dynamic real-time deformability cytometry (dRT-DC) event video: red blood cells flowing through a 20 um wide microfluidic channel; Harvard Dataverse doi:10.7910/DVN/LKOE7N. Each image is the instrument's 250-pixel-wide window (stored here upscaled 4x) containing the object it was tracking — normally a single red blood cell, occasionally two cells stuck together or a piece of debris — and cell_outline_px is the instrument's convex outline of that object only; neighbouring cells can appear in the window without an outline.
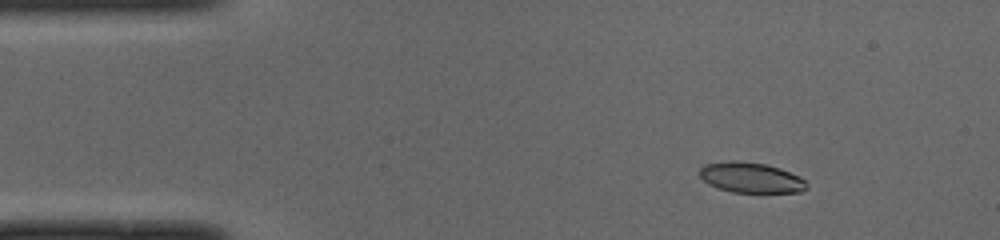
{"species": "common noctule bat (a hibernating species)", "species_latin": "Nyctalus noctula", "temperature_condition": "cold", "stored_images_in_passage": 44, "camera_frame_rate_fps": 3000, "um_per_image_px": 0.085, "animal": {"sex": "male", "body_mass_g": 19.0, "forearm_length_mm": 50.8}, "frame": {"image": 1, "passage_image": 1, "time_ms": 0.0, "image_size_px": [1000, 240], "cell_outline_px": [[808, 188], [800, 192], [732, 192], [716, 188], [708, 184], [700, 176], [700, 168], [704, 164], [724, 160], [736, 160], [764, 164], [780, 168], [800, 176], [808, 184]], "centroid_in_image_um": [63.81, 15.09], "position_along_channel_um": 21.2, "area_um2": 19.13}}
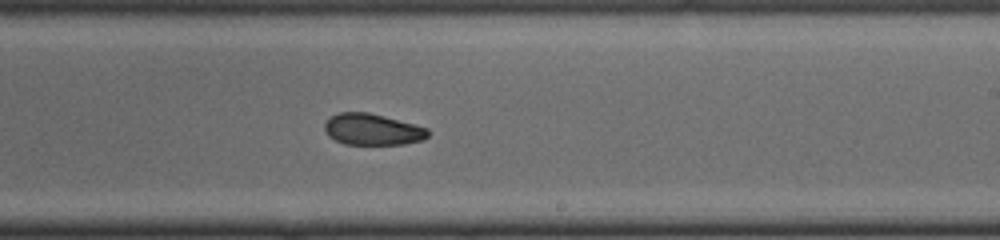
{"frame": {"image": 2, "passage_image": 24, "time_ms": 7.667, "image_size_px": [1000, 240], "cell_outline_px": [[428, 136], [424, 140], [404, 144], [344, 144], [328, 136], [324, 132], [324, 124], [328, 116], [340, 112], [368, 112], [384, 116], [428, 128]], "centroid_in_image_um": [31.62, 11.0], "position_along_channel_um": 257.4, "area_um2": 19.02}}
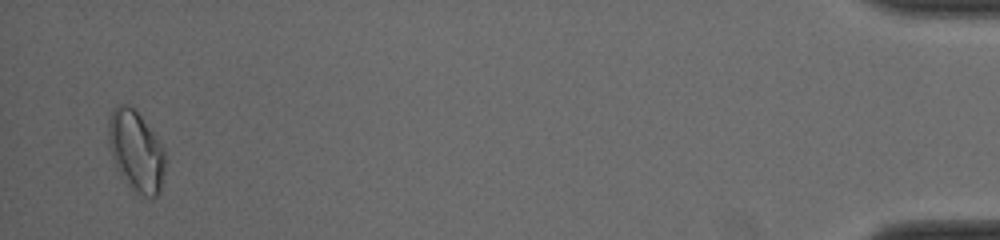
{"frame": {"image": 3, "passage_image": 43, "time_ms": 14.0, "image_size_px": [1000, 240], "cell_outline_px": [[164, 168], [160, 192], [156, 196], [144, 196], [132, 192], [120, 176], [108, 148], [108, 116], [116, 104], [124, 104], [132, 108], [140, 116], [164, 148]], "centroid_in_image_um": [11.52, 12.87], "position_along_channel_um": 423.7, "area_um2": 26.76}, "authors_computed_cell_mechanics": {"area_um2": 20.1144, "velocity_mm_per_s": 4.0081, "shape_relaxation_time_tau1_ms": null, "shape_relaxation_time_tau2_ms": 2.6708, "deformation_change_tau1": null, "deformation_change_tau2": 0.0663}}